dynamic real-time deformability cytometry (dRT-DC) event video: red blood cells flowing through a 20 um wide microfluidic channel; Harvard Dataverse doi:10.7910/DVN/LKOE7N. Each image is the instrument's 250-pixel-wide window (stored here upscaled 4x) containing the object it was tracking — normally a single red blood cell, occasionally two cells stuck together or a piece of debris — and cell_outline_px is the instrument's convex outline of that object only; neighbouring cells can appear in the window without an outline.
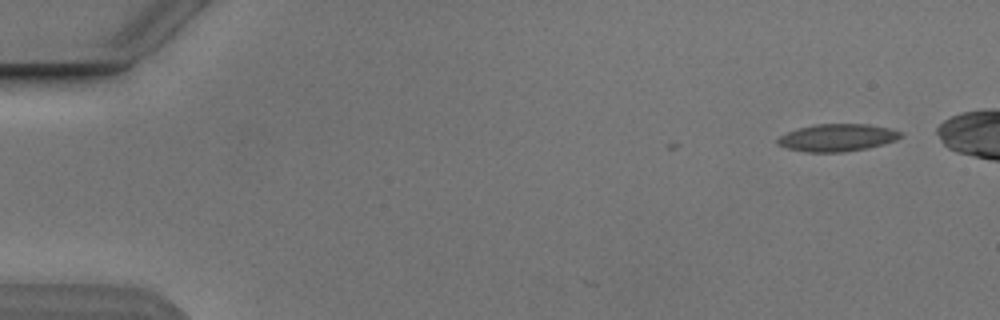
{"species": "Egyptian fruit bat (a non-hibernating species)", "species_latin": "Rousettus aegyptiacus", "temperature_condition": "cold", "stored_images_in_passage": 2, "camera_frame_rate_fps": 3000, "um_per_image_px": 0.085, "animal": {"sex": "male"}, "frame": {"image": 1, "passage_image": 2, "time_ms": 1.333, "image_size_px": [1000, 320], "cell_outline_px": [[904, 136], [896, 140], [884, 144], [868, 148], [844, 152], [804, 152], [788, 148], [776, 144], [776, 140], [780, 136], [788, 132], [800, 128], [816, 124], [868, 124], [888, 128], [900, 132]], "centroid_in_image_um": [71.17, 11.71], "position_along_channel_um": 13.8, "area_um2": 19.59}}